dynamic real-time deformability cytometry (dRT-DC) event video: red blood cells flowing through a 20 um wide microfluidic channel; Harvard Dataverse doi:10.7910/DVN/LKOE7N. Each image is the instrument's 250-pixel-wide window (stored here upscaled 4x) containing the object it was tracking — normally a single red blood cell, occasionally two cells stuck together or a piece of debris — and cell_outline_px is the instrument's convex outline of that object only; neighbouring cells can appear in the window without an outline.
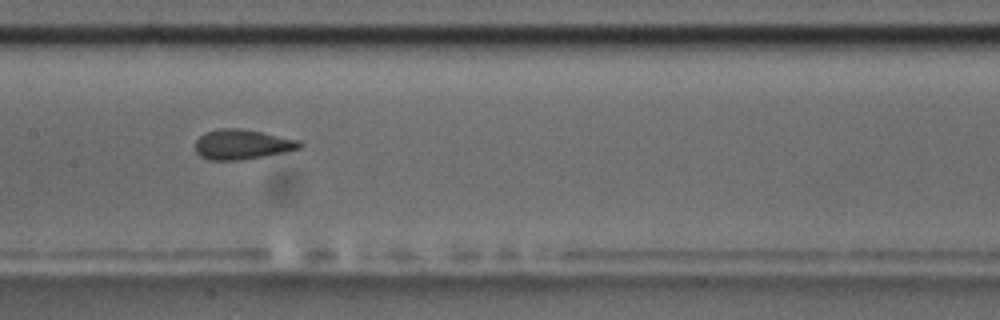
{"species": "common noctule bat (a hibernating species)", "species_latin": "Nyctalus noctula", "temperature_condition": "room temperature", "stored_images_in_passage": 9, "camera_frame_rate_fps": 3000, "um_per_image_px": 0.085, "animal": {"sex": "male", "body_mass_g": 17.5, "forearm_length_mm": 52.3}, "frame": {"image": 1, "passage_image": 4, "time_ms": 1.0, "image_size_px": [1000, 320], "cell_outline_px": [[304, 144], [300, 148], [288, 152], [240, 160], [208, 160], [200, 156], [196, 152], [196, 140], [204, 132], [220, 128], [240, 128], [300, 140]], "centroid_in_image_um": [20.59, 12.28], "position_along_channel_um": 186.8, "area_um2": 18.32}}
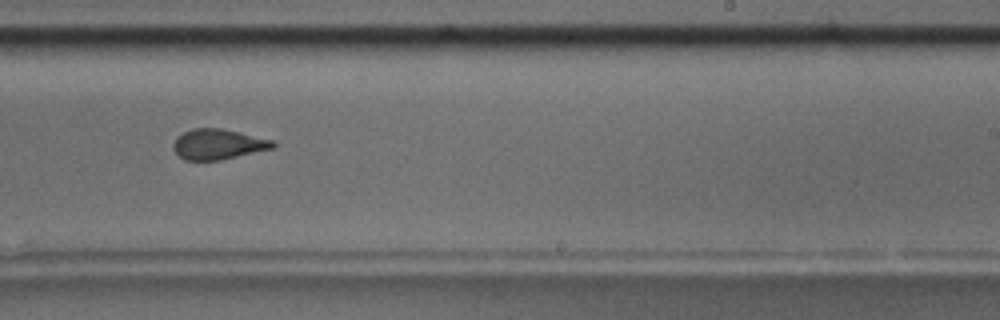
{"frame": {"image": 2, "passage_image": 6, "time_ms": 1.667, "image_size_px": [1000, 320], "cell_outline_px": [[276, 144], [272, 148], [220, 160], [184, 160], [172, 148], [172, 144], [176, 136], [192, 128], [220, 128], [276, 140]], "centroid_in_image_um": [18.52, 12.25], "position_along_channel_um": 270.5, "area_um2": 17.63}}